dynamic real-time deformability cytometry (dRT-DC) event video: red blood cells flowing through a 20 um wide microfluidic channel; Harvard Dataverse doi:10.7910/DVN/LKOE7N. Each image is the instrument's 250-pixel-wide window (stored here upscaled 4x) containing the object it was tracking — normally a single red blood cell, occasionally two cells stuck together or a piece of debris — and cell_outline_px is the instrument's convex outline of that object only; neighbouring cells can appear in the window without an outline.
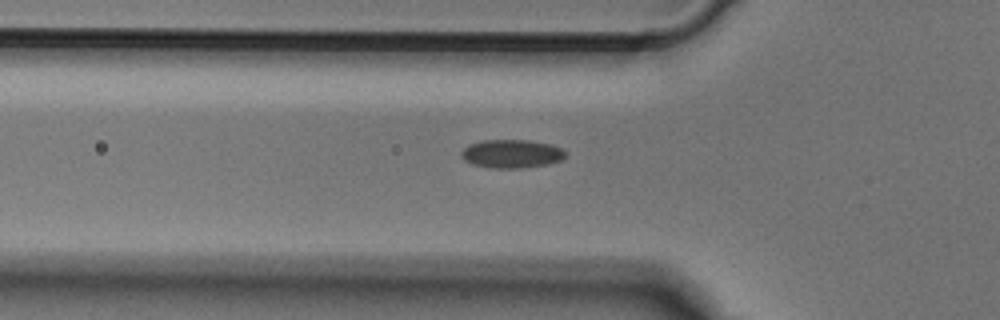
{"species": "Egyptian fruit bat (a non-hibernating species)", "species_latin": "Rousettus aegyptiacus", "temperature_condition": "cold", "stored_images_in_passage": 37, "camera_frame_rate_fps": 3000, "um_per_image_px": 0.085, "animal": {"sex": "male"}, "frame": {"image": 1, "passage_image": 7, "time_ms": 2.0, "image_size_px": [1000, 320], "cell_outline_px": [[564, 156], [560, 160], [548, 164], [520, 168], [492, 168], [472, 164], [464, 160], [460, 156], [460, 152], [468, 144], [484, 140], [528, 140], [552, 144], [560, 148], [564, 152]], "centroid_in_image_um": [43.43, 13.06], "position_along_channel_um": 82.4, "area_um2": 17.22}}
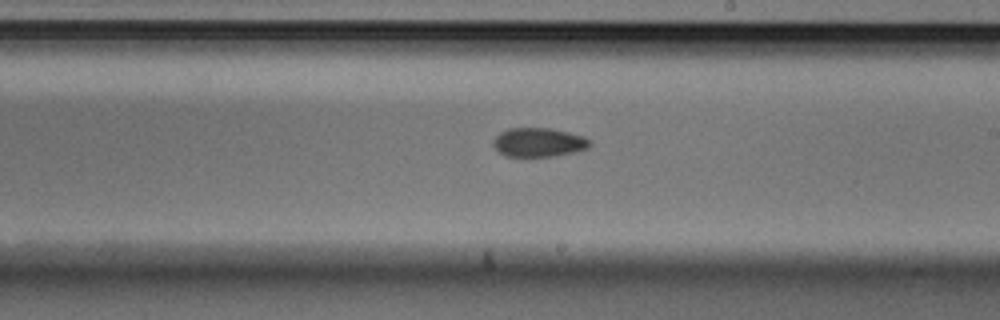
{"frame": {"image": 2, "passage_image": 19, "time_ms": 6.0, "image_size_px": [1000, 320], "cell_outline_px": [[592, 144], [588, 148], [576, 152], [552, 156], [504, 156], [492, 144], [492, 140], [500, 132], [508, 128], [552, 128], [584, 136], [592, 140]], "centroid_in_image_um": [45.81, 12.09], "position_along_channel_um": 243.2, "area_um2": 16.47}}
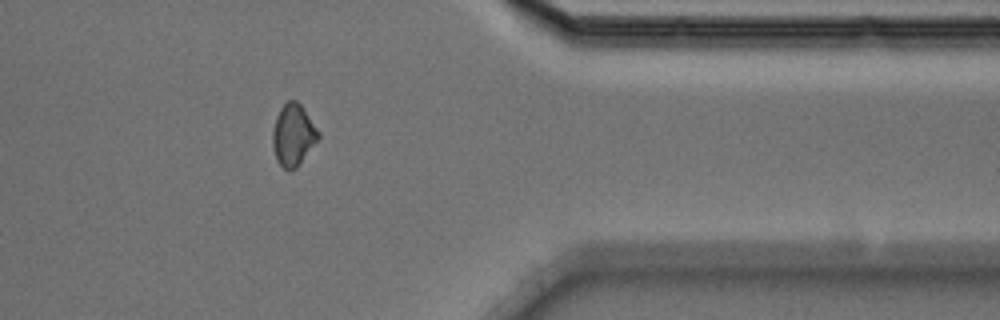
{"frame": {"image": 3, "passage_image": 31, "time_ms": 10.0, "image_size_px": [1000, 320], "cell_outline_px": [[320, 136], [296, 168], [288, 172], [276, 160], [272, 144], [272, 132], [276, 116], [280, 108], [288, 100], [296, 100], [300, 104], [320, 132]], "centroid_in_image_um": [24.9, 11.48], "position_along_channel_um": 386.5, "area_um2": 16.36}}